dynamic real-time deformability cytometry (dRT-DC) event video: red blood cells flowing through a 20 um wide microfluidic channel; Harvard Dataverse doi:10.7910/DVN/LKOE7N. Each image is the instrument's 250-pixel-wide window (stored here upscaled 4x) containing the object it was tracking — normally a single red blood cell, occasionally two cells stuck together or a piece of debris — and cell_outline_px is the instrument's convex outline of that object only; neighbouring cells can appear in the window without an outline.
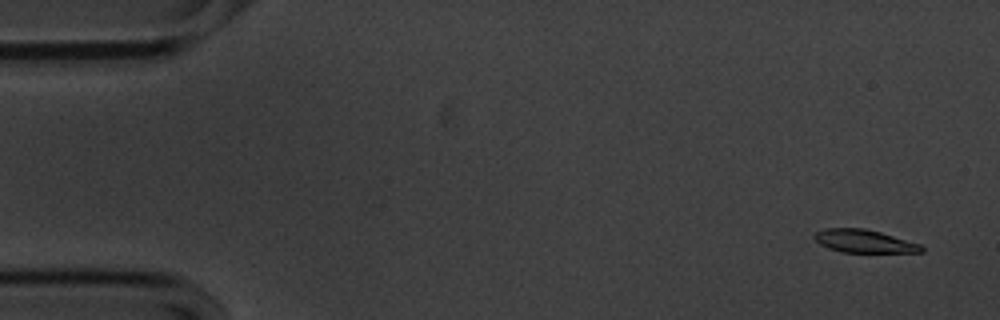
{"species": "common noctule bat (a hibernating species)", "species_latin": "Nyctalus noctula", "temperature_condition": "cold", "stored_images_in_passage": 56, "camera_frame_rate_fps": 3000, "um_per_image_px": 0.085, "animal": {"sex": "male", "body_mass_g": 20.1, "forearm_length_mm": 53.5}, "frame": {"image": 1, "passage_image": 3, "time_ms": 0.667, "image_size_px": [1000, 320], "cell_outline_px": [[924, 252], [840, 252], [828, 248], [820, 244], [812, 236], [816, 232], [824, 228], [864, 228], [880, 232], [920, 244], [924, 248]], "centroid_in_image_um": [73.42, 20.5], "position_along_channel_um": 11.6, "area_um2": 14.28}}
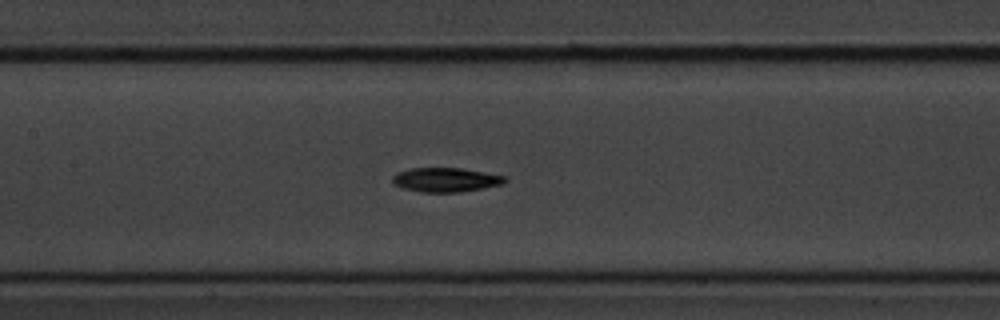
{"frame": {"image": 2, "passage_image": 26, "time_ms": 8.333, "image_size_px": [1000, 320], "cell_outline_px": [[508, 180], [504, 184], [484, 188], [460, 192], [420, 192], [404, 188], [392, 184], [392, 176], [396, 172], [412, 168], [460, 168], [508, 176]], "centroid_in_image_um": [37.91, 15.28], "position_along_channel_um": 169.5, "area_um2": 16.07}}
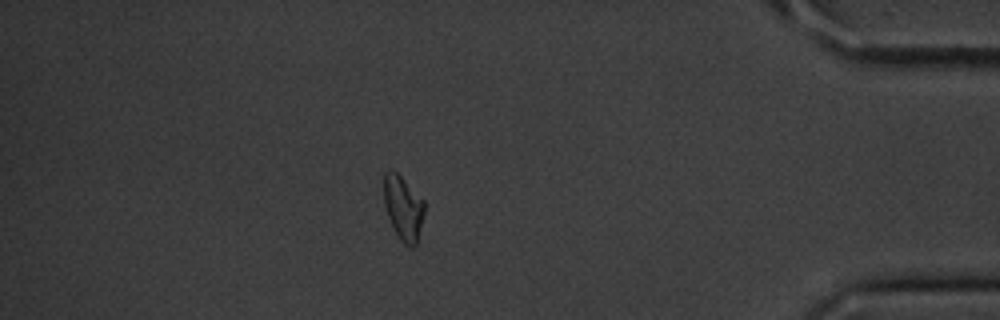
{"frame": {"image": 3, "passage_image": 49, "time_ms": 16.0, "image_size_px": [1000, 320], "cell_outline_px": [[424, 212], [416, 244], [412, 248], [408, 248], [400, 240], [388, 216], [384, 204], [384, 172], [388, 168], [392, 168], [424, 200]], "centroid_in_image_um": [34.26, 17.65], "position_along_channel_um": 400.9, "area_um2": 15.09}, "authors_computed_cell_mechanics": {"area_um2": 15.6349, "velocity_mm_per_s": 3.5515, "shape_relaxation_time_tau1_ms": 3.3626, "shape_relaxation_time_tau2_ms": null, "deformation_change_tau1": 0.1462, "deformation_change_tau2": null}}